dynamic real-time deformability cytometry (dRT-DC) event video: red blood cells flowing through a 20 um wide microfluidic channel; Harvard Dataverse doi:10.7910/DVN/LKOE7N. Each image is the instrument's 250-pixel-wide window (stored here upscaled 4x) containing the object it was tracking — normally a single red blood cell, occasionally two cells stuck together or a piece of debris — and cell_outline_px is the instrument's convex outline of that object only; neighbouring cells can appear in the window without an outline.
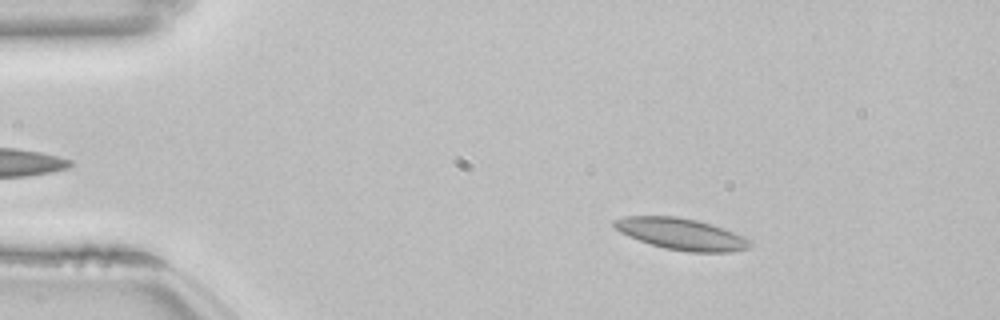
{"species": "common noctule bat (a hibernating species)", "species_latin": "Nyctalus noctula", "temperature_condition": "room temperature", "stored_images_in_passage": 53, "camera_frame_rate_fps": 3000, "um_per_image_px": 0.085, "animal": {"sex": "female", "body_mass_g": 22.7, "forearm_length_mm": 54.2}, "frame": {"image": 1, "passage_image": 8, "time_ms": 2.333, "image_size_px": [1000, 320], "cell_outline_px": [[752, 244], [748, 248], [732, 252], [688, 252], [664, 248], [628, 236], [620, 232], [612, 224], [612, 220], [624, 216], [676, 216], [696, 220], [712, 224], [724, 228], [744, 236], [752, 240]], "centroid_in_image_um": [57.93, 19.89], "position_along_channel_um": 27.1, "area_um2": 25.03}}
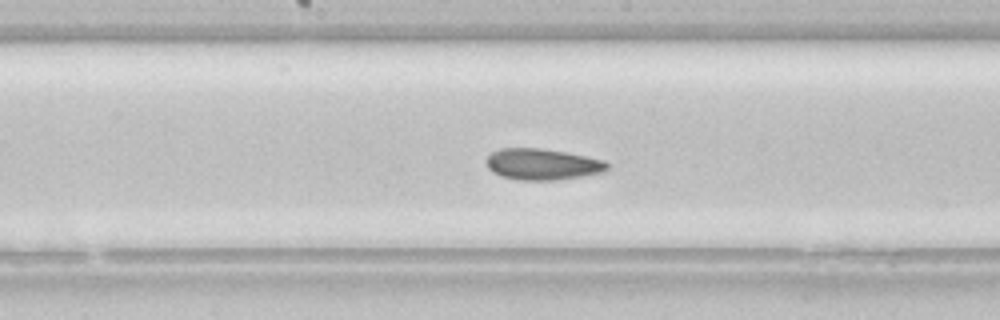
{"frame": {"image": 2, "passage_image": 27, "time_ms": 8.667, "image_size_px": [1000, 320], "cell_outline_px": [[608, 168], [604, 172], [584, 176], [556, 180], [516, 180], [500, 176], [492, 172], [488, 168], [484, 160], [492, 152], [500, 148], [544, 148], [604, 160], [608, 164]], "centroid_in_image_um": [46.06, 13.97], "position_along_channel_um": 202.1, "area_um2": 22.2}}
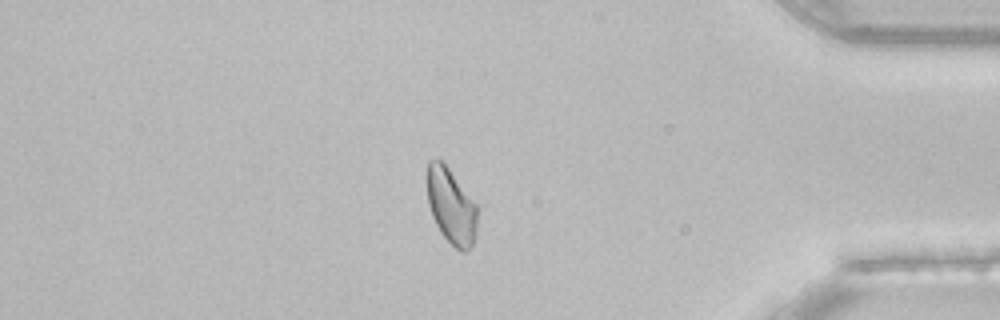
{"frame": {"image": 3, "passage_image": 45, "time_ms": 14.667, "image_size_px": [1000, 320], "cell_outline_px": [[476, 236], [472, 248], [464, 252], [460, 252], [440, 232], [432, 216], [428, 204], [424, 180], [424, 176], [428, 160], [436, 156], [444, 160], [476, 204]], "centroid_in_image_um": [38.29, 17.42], "position_along_channel_um": 396.9, "area_um2": 23.06}, "authors_computed_cell_mechanics": {"area_um2": 23.0622, "velocity_mm_per_s": 3.8131, "shape_relaxation_time_tau1_ms": 5.9503, "shape_relaxation_time_tau2_ms": 2.4249, "deformation_change_tau1": 0.0897, "deformation_change_tau2": 0.0815}}